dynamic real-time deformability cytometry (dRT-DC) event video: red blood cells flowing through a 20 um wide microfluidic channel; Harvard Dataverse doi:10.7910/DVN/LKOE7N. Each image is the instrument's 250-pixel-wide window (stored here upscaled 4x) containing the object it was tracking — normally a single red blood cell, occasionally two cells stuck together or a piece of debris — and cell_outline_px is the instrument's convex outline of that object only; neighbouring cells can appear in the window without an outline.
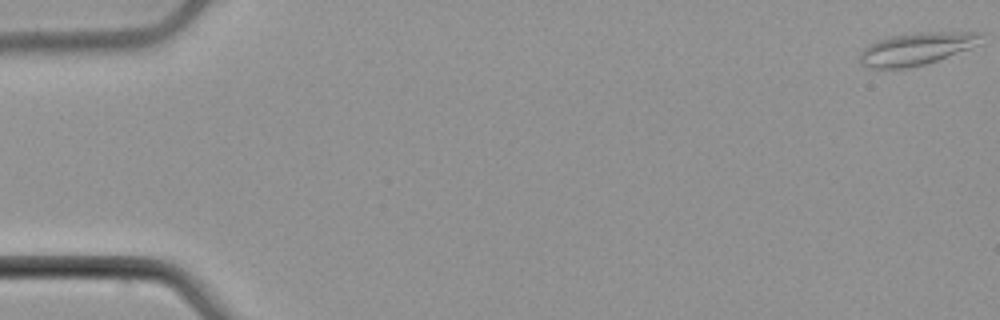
{"species": "common noctule bat (a hibernating species)", "species_latin": "Nyctalus noctula", "temperature_condition": "cold", "stored_images_in_passage": 52, "camera_frame_rate_fps": 3000, "um_per_image_px": 0.085, "animal": {"sex": "male", "body_mass_g": 21.5, "forearm_length_mm": 52.0}, "frame": {"image": 1, "passage_image": 1, "time_ms": 0.0, "image_size_px": [1000, 320], "cell_outline_px": [[980, 44], [936, 60], [924, 64], [908, 68], [868, 68], [860, 64], [860, 52], [868, 44], [876, 40], [888, 36], [916, 32], [980, 32]], "centroid_in_image_um": [77.82, 4.14], "position_along_channel_um": 7.2, "area_um2": 22.83}}
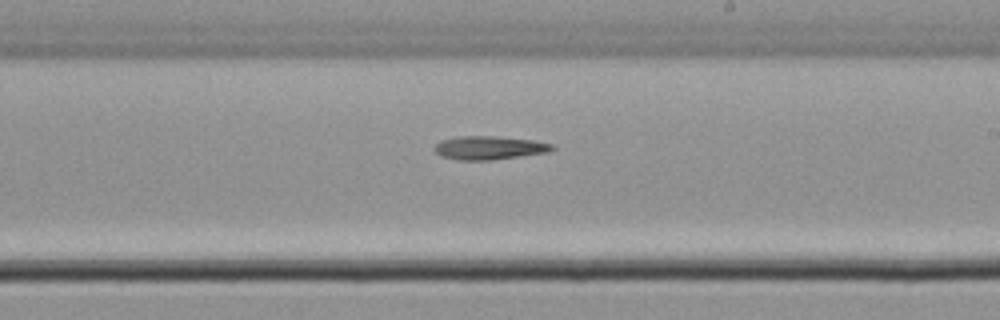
{"frame": {"image": 2, "passage_image": 31, "time_ms": 10.0, "image_size_px": [1000, 320], "cell_outline_px": [[556, 148], [548, 152], [492, 160], [456, 160], [440, 156], [432, 148], [440, 140], [456, 136], [496, 136], [532, 140], [552, 144]], "centroid_in_image_um": [41.53, 12.56], "position_along_channel_um": 247.5, "area_um2": 16.24}}
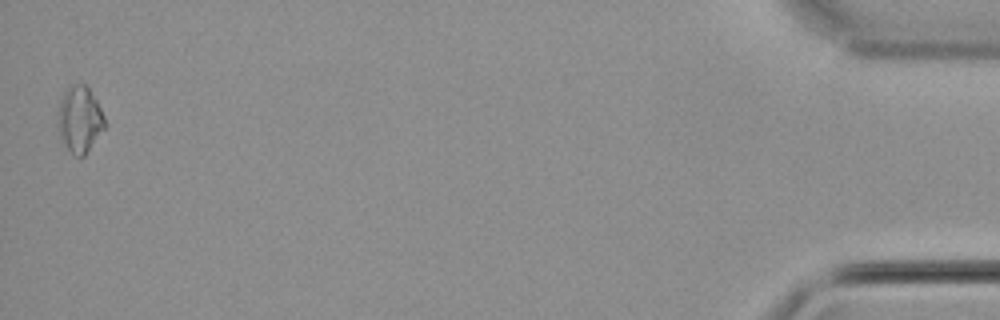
{"frame": {"image": 3, "passage_image": 52, "time_ms": 17.0, "image_size_px": [1000, 320], "cell_outline_px": [[108, 124], [84, 156], [80, 160], [64, 144], [60, 136], [60, 100], [68, 84], [84, 84], [88, 88], [96, 100]], "centroid_in_image_um": [6.82, 10.15], "position_along_channel_um": 428.4, "area_um2": 17.8}}